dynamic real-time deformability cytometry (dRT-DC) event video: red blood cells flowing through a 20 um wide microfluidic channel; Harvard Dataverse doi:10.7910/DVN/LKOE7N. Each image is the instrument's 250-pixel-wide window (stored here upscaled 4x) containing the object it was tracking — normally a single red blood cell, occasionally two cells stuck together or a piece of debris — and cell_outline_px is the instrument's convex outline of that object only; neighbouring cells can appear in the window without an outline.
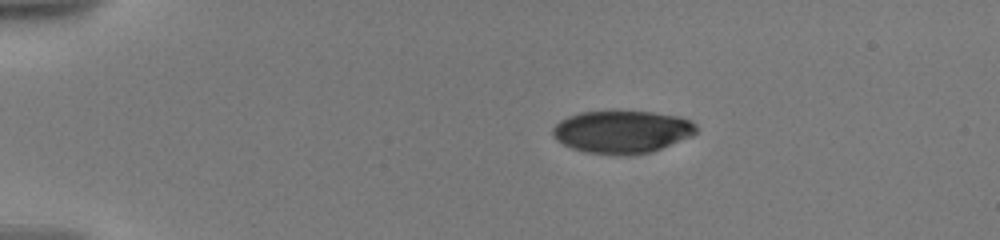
{"species": "human", "species_latin": "Homo sapiens", "temperature_condition": "warm", "stored_images_in_passage": 34, "camera_frame_rate_fps": 3000, "um_per_image_px": 0.085, "donor": {"sex": "male"}, "frame": {"image": 1, "passage_image": 1, "time_ms": 0.0, "image_size_px": [1000, 240], "cell_outline_px": [[696, 132], [692, 136], [652, 152], [632, 156], [620, 156], [584, 152], [572, 148], [556, 140], [552, 136], [552, 128], [560, 120], [568, 116], [580, 112], [652, 112], [680, 116], [692, 120], [696, 124]], "centroid_in_image_um": [52.88, 11.22], "position_along_channel_um": 32.1, "area_um2": 36.01}}
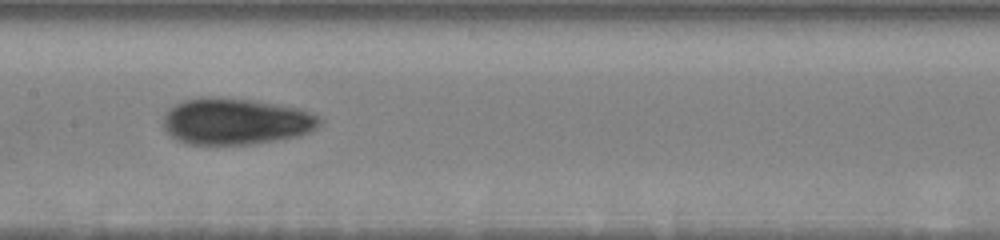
{"frame": {"image": 2, "passage_image": 15, "time_ms": 6.333, "image_size_px": [1000, 240], "cell_outline_px": [[320, 124], [316, 128], [300, 136], [276, 140], [248, 144], [184, 144], [176, 140], [164, 128], [164, 112], [168, 108], [184, 100], [200, 96], [208, 96], [256, 100], [300, 108], [312, 112], [320, 116]], "centroid_in_image_um": [20.03, 10.3], "position_along_channel_um": 187.4, "area_um2": 42.71}}
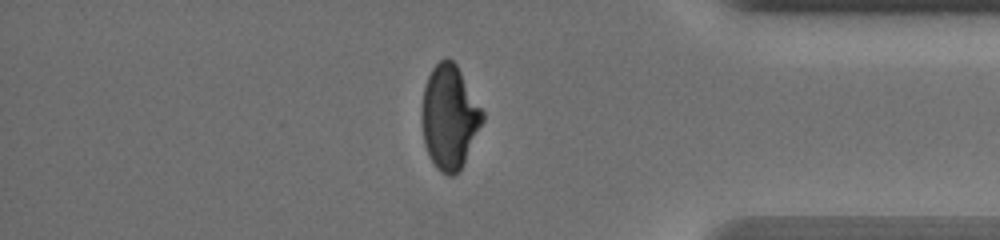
{"frame": {"image": 3, "passage_image": 29, "time_ms": 12.667, "image_size_px": [1000, 240], "cell_outline_px": [[484, 120], [460, 168], [452, 176], [448, 176], [440, 172], [436, 168], [428, 156], [424, 144], [420, 116], [420, 112], [424, 88], [428, 76], [432, 68], [444, 56], [448, 56], [456, 64], [484, 112]], "centroid_in_image_um": [38.16, 9.93], "position_along_channel_um": 397.0, "area_um2": 36.82}, "authors_computed_cell_mechanics": {"area_um2": 39.0728, "velocity_mm_per_s": 3.5865, "shape_relaxation_time_tau1_ms": 6.6928, "shape_relaxation_time_tau2_ms": 1.8708, "deformation_change_tau1": 0.2073, "deformation_change_tau2": 0.0569}}